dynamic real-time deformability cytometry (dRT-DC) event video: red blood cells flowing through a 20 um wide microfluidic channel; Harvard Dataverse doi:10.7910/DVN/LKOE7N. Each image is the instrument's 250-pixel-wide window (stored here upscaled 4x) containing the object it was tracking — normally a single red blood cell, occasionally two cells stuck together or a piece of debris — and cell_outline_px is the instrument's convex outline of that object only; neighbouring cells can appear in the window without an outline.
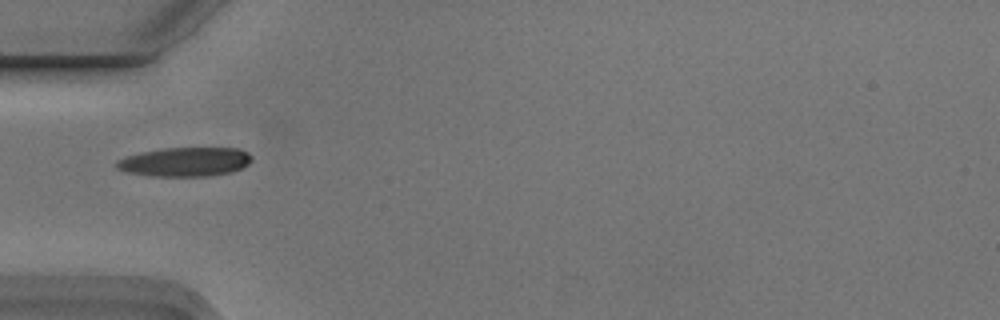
{"species": "Egyptian fruit bat (a non-hibernating species)", "species_latin": "Rousettus aegyptiacus", "temperature_condition": "cold", "stored_images_in_passage": 4, "camera_frame_rate_fps": 3000, "um_per_image_px": 0.085, "animal": {"sex": "male"}, "frame": {"image": 1, "passage_image": 2, "time_ms": 0.333, "image_size_px": [1000, 320], "cell_outline_px": [[252, 160], [248, 164], [232, 172], [204, 176], [152, 176], [128, 172], [116, 168], [116, 160], [124, 156], [164, 148], [240, 148], [248, 152], [252, 156]], "centroid_in_image_um": [15.74, 13.75], "position_along_channel_um": 69.3, "area_um2": 22.89}}
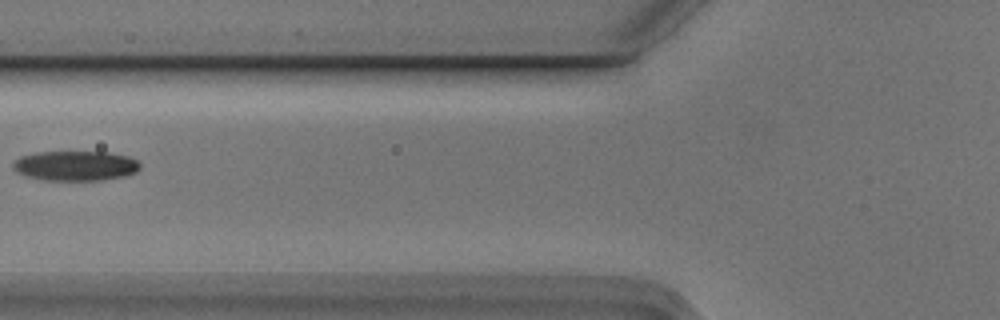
{"frame": {"image": 2, "passage_image": 3, "time_ms": 0.667, "image_size_px": [1000, 320], "cell_outline_px": [[140, 168], [136, 172], [124, 176], [100, 180], [44, 180], [24, 176], [16, 172], [12, 168], [12, 164], [20, 156], [36, 152], [108, 152], [128, 156], [136, 160], [140, 164]], "centroid_in_image_um": [6.38, 14.09], "position_along_channel_um": 119.4, "area_um2": 22.2}}
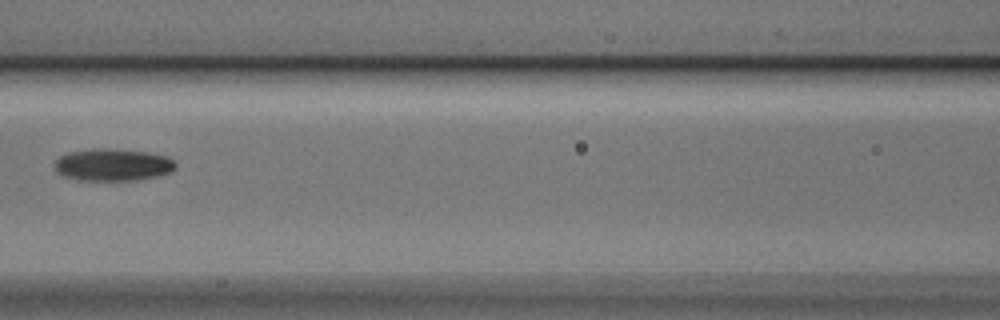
{"frame": {"image": 3, "passage_image": 4, "time_ms": 1.0, "image_size_px": [1000, 320], "cell_outline_px": [[176, 168], [172, 172], [160, 176], [136, 180], [76, 180], [64, 176], [56, 172], [52, 164], [60, 156], [68, 152], [92, 148], [104, 148], [144, 152], [168, 156], [176, 164]], "centroid_in_image_um": [9.56, 14.01], "position_along_channel_um": 157.0, "area_um2": 22.95}}